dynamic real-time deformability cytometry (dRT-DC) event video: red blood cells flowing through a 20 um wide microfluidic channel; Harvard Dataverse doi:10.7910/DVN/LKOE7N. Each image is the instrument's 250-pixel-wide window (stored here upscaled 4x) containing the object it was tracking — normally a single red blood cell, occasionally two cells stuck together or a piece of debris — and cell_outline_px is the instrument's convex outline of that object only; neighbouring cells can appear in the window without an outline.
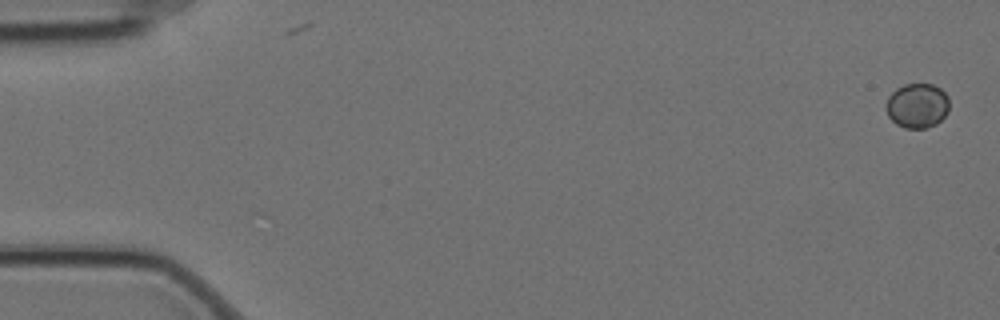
{"species": "Egyptian fruit bat (a non-hibernating species)", "species_latin": "Rousettus aegyptiacus", "temperature_condition": "cold", "stored_images_in_passage": 6, "camera_frame_rate_fps": 3000, "um_per_image_px": 0.085, "animal": {"sex": "female"}, "frame": {"image": 1, "passage_image": 1, "time_ms": 0.0, "image_size_px": [1000, 320], "cell_outline_px": [[948, 112], [936, 124], [924, 128], [904, 128], [896, 124], [888, 116], [884, 108], [888, 96], [896, 88], [904, 84], [932, 84], [940, 88], [948, 96]], "centroid_in_image_um": [77.93, 8.97], "position_along_channel_um": 7.1, "area_um2": 16.59}}